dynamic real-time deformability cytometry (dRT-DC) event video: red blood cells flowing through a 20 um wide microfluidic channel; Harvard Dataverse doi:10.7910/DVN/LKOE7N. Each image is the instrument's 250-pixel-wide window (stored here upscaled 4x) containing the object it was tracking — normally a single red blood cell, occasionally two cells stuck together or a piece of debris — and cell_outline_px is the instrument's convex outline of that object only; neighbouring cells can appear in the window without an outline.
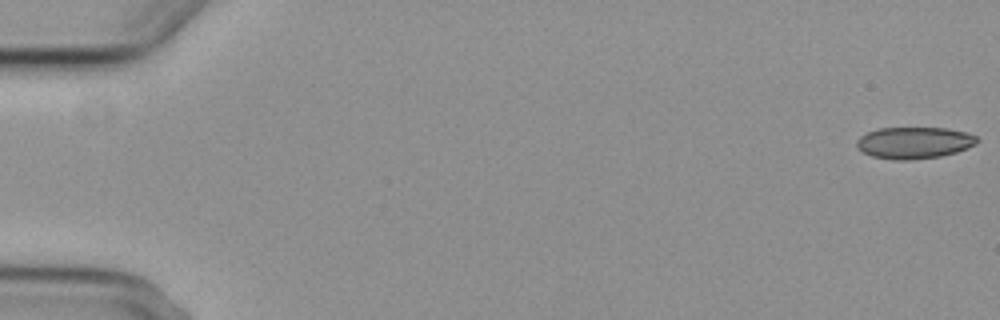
{"species": "common noctule bat (a hibernating species)", "species_latin": "Nyctalus noctula", "temperature_condition": "cold", "stored_images_in_passage": 6, "segment_of_instrument_passage": [1, 2], "camera_frame_rate_fps": 3000, "um_per_image_px": 0.085, "animal": {"sex": "female", "body_mass_g": 29.2, "forearm_length_mm": 56.3}, "frame": {"image": 1, "passage_image": 1, "time_ms": 0.0, "image_size_px": [1000, 320], "cell_outline_px": [[980, 140], [976, 144], [968, 148], [956, 152], [940, 156], [912, 160], [892, 160], [872, 156], [856, 148], [856, 140], [860, 136], [868, 132], [880, 128], [948, 128], [964, 132], [976, 136]], "centroid_in_image_um": [77.7, 12.14], "position_along_channel_um": 7.3, "area_um2": 22.31}}